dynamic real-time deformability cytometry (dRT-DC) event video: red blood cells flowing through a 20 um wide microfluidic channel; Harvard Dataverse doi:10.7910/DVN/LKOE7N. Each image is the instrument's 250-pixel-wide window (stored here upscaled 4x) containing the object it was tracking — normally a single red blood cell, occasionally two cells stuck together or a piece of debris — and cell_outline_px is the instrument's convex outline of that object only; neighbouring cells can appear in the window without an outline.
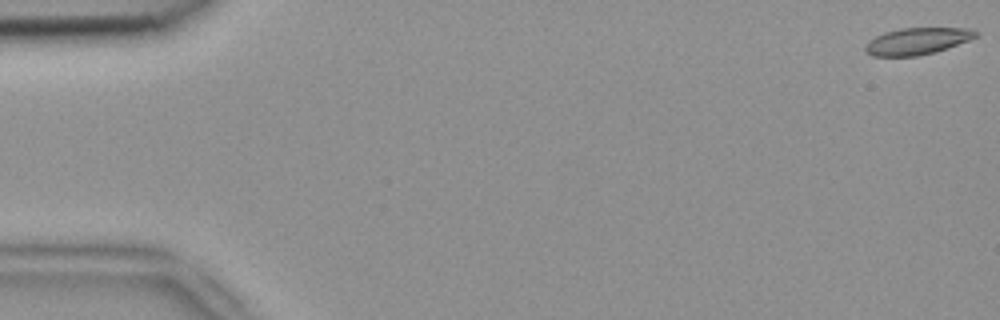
{"species": "common noctule bat (a hibernating species)", "species_latin": "Nyctalus noctula", "temperature_condition": "room temperature", "stored_images_in_passage": 11, "camera_frame_rate_fps": 3000, "um_per_image_px": 0.085, "animal": {"sex": "female", "body_mass_g": 18.4}, "frame": {"image": 1, "passage_image": 1, "time_ms": 0.0, "image_size_px": [1000, 320], "cell_outline_px": [[980, 32], [976, 36], [968, 40], [948, 48], [936, 52], [916, 56], [872, 56], [864, 52], [864, 44], [868, 40], [884, 32], [900, 28], [968, 28]], "centroid_in_image_um": [77.91, 3.5], "position_along_channel_um": 7.1, "area_um2": 17.4}}
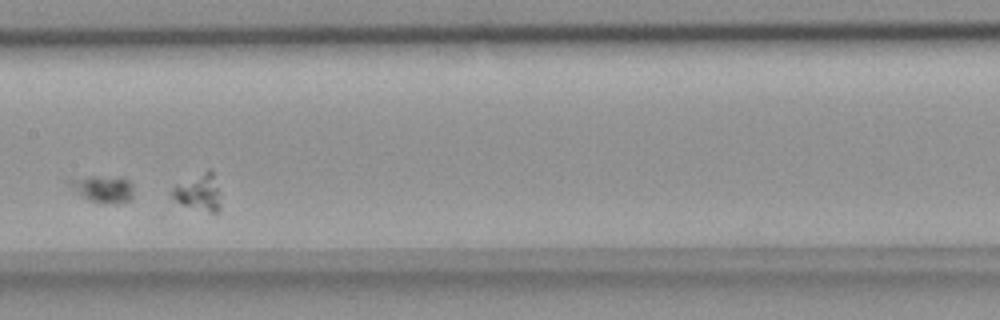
{"frame": {"image": 2, "passage_image": 9, "time_ms": 2.667, "image_size_px": [1000, 320], "cell_outline_px": [[132, 196], [128, 200], [104, 204], [88, 200], [80, 196], [68, 184], [68, 180], [88, 176], [120, 176], [128, 180], [132, 184]], "centroid_in_image_um": [8.73, 16.03], "position_along_channel_um": 198.7, "area_um2": 10.06}}
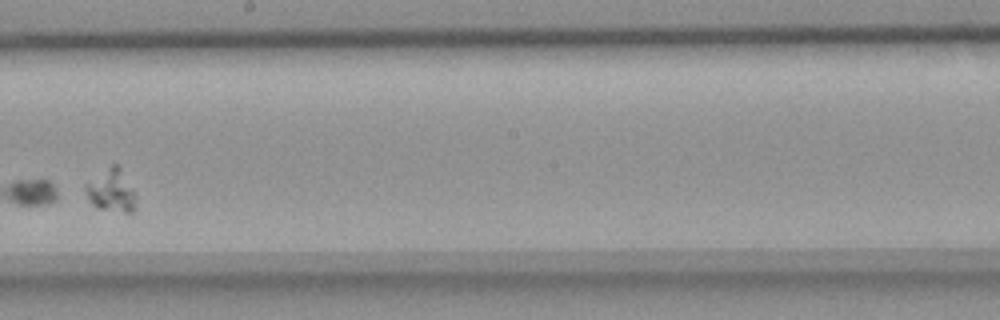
{"frame": {"image": 3, "passage_image": 10, "time_ms": 3.0, "image_size_px": [1000, 320], "cell_outline_px": [[136, 208], [132, 212], [124, 212], [96, 208], [88, 200], [84, 192], [84, 184], [112, 164], [116, 164], [120, 168], [132, 188], [136, 196]], "centroid_in_image_um": [9.44, 16.23], "position_along_channel_um": 238.8, "area_um2": 12.54}}